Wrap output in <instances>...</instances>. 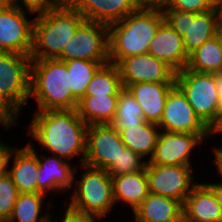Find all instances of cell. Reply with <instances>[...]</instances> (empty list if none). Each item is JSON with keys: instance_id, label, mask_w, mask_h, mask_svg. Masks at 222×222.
Masks as SVG:
<instances>
[{"instance_id": "obj_43", "label": "cell", "mask_w": 222, "mask_h": 222, "mask_svg": "<svg viewBox=\"0 0 222 222\" xmlns=\"http://www.w3.org/2000/svg\"><path fill=\"white\" fill-rule=\"evenodd\" d=\"M0 126L3 127L5 129V131H8V132H9V130L10 131L12 130L11 128H13V127H6L1 120H0Z\"/></svg>"}, {"instance_id": "obj_21", "label": "cell", "mask_w": 222, "mask_h": 222, "mask_svg": "<svg viewBox=\"0 0 222 222\" xmlns=\"http://www.w3.org/2000/svg\"><path fill=\"white\" fill-rule=\"evenodd\" d=\"M176 83H136L127 87L144 113V121L159 124L169 91Z\"/></svg>"}, {"instance_id": "obj_10", "label": "cell", "mask_w": 222, "mask_h": 222, "mask_svg": "<svg viewBox=\"0 0 222 222\" xmlns=\"http://www.w3.org/2000/svg\"><path fill=\"white\" fill-rule=\"evenodd\" d=\"M215 134L176 133L160 130L154 152L148 163L152 165H184L194 167L196 148L208 144ZM199 147V148H198ZM195 155V156H194ZM193 156V159H192Z\"/></svg>"}, {"instance_id": "obj_7", "label": "cell", "mask_w": 222, "mask_h": 222, "mask_svg": "<svg viewBox=\"0 0 222 222\" xmlns=\"http://www.w3.org/2000/svg\"><path fill=\"white\" fill-rule=\"evenodd\" d=\"M30 78L29 55L0 51V98L19 117L30 103Z\"/></svg>"}, {"instance_id": "obj_15", "label": "cell", "mask_w": 222, "mask_h": 222, "mask_svg": "<svg viewBox=\"0 0 222 222\" xmlns=\"http://www.w3.org/2000/svg\"><path fill=\"white\" fill-rule=\"evenodd\" d=\"M158 126L167 132L214 134L196 115L186 95L177 85L168 93Z\"/></svg>"}, {"instance_id": "obj_2", "label": "cell", "mask_w": 222, "mask_h": 222, "mask_svg": "<svg viewBox=\"0 0 222 222\" xmlns=\"http://www.w3.org/2000/svg\"><path fill=\"white\" fill-rule=\"evenodd\" d=\"M79 171L82 173L79 174ZM71 192L68 194H71L69 201H65L62 206L74 214L101 221L108 215L111 216L114 209H117L113 196L112 176L104 169L85 164H80L78 167L76 165Z\"/></svg>"}, {"instance_id": "obj_19", "label": "cell", "mask_w": 222, "mask_h": 222, "mask_svg": "<svg viewBox=\"0 0 222 222\" xmlns=\"http://www.w3.org/2000/svg\"><path fill=\"white\" fill-rule=\"evenodd\" d=\"M39 164L37 156L24 144L14 147L10 153L7 173L15 183L19 193H38Z\"/></svg>"}, {"instance_id": "obj_11", "label": "cell", "mask_w": 222, "mask_h": 222, "mask_svg": "<svg viewBox=\"0 0 222 222\" xmlns=\"http://www.w3.org/2000/svg\"><path fill=\"white\" fill-rule=\"evenodd\" d=\"M195 171L194 167L190 166L147 163L149 193L169 197L183 204L200 181L196 180Z\"/></svg>"}, {"instance_id": "obj_23", "label": "cell", "mask_w": 222, "mask_h": 222, "mask_svg": "<svg viewBox=\"0 0 222 222\" xmlns=\"http://www.w3.org/2000/svg\"><path fill=\"white\" fill-rule=\"evenodd\" d=\"M112 184L117 208L123 205L124 208L129 207L128 210L131 209L133 212L149 195L146 168L140 172L112 176Z\"/></svg>"}, {"instance_id": "obj_35", "label": "cell", "mask_w": 222, "mask_h": 222, "mask_svg": "<svg viewBox=\"0 0 222 222\" xmlns=\"http://www.w3.org/2000/svg\"><path fill=\"white\" fill-rule=\"evenodd\" d=\"M19 116L0 98V120L6 127H17L21 120Z\"/></svg>"}, {"instance_id": "obj_44", "label": "cell", "mask_w": 222, "mask_h": 222, "mask_svg": "<svg viewBox=\"0 0 222 222\" xmlns=\"http://www.w3.org/2000/svg\"><path fill=\"white\" fill-rule=\"evenodd\" d=\"M55 216H50L45 222H59L58 220H56L55 218H54ZM55 220V221H54Z\"/></svg>"}, {"instance_id": "obj_12", "label": "cell", "mask_w": 222, "mask_h": 222, "mask_svg": "<svg viewBox=\"0 0 222 222\" xmlns=\"http://www.w3.org/2000/svg\"><path fill=\"white\" fill-rule=\"evenodd\" d=\"M34 18V13L15 4L0 10V51L30 56Z\"/></svg>"}, {"instance_id": "obj_40", "label": "cell", "mask_w": 222, "mask_h": 222, "mask_svg": "<svg viewBox=\"0 0 222 222\" xmlns=\"http://www.w3.org/2000/svg\"><path fill=\"white\" fill-rule=\"evenodd\" d=\"M216 91L219 96V128L222 125V72L216 74Z\"/></svg>"}, {"instance_id": "obj_16", "label": "cell", "mask_w": 222, "mask_h": 222, "mask_svg": "<svg viewBox=\"0 0 222 222\" xmlns=\"http://www.w3.org/2000/svg\"><path fill=\"white\" fill-rule=\"evenodd\" d=\"M116 65L123 88L136 83H176V72L149 53L122 58Z\"/></svg>"}, {"instance_id": "obj_45", "label": "cell", "mask_w": 222, "mask_h": 222, "mask_svg": "<svg viewBox=\"0 0 222 222\" xmlns=\"http://www.w3.org/2000/svg\"><path fill=\"white\" fill-rule=\"evenodd\" d=\"M222 133V125H221V127L216 131V133H215V135H217V134H221ZM222 135V134H221ZM220 141V143L222 144V137L219 139Z\"/></svg>"}, {"instance_id": "obj_27", "label": "cell", "mask_w": 222, "mask_h": 222, "mask_svg": "<svg viewBox=\"0 0 222 222\" xmlns=\"http://www.w3.org/2000/svg\"><path fill=\"white\" fill-rule=\"evenodd\" d=\"M160 128L158 124L144 121L140 126L122 129L120 135L127 148L141 155L147 161L151 158Z\"/></svg>"}, {"instance_id": "obj_47", "label": "cell", "mask_w": 222, "mask_h": 222, "mask_svg": "<svg viewBox=\"0 0 222 222\" xmlns=\"http://www.w3.org/2000/svg\"><path fill=\"white\" fill-rule=\"evenodd\" d=\"M218 6L222 7V0H214Z\"/></svg>"}, {"instance_id": "obj_9", "label": "cell", "mask_w": 222, "mask_h": 222, "mask_svg": "<svg viewBox=\"0 0 222 222\" xmlns=\"http://www.w3.org/2000/svg\"><path fill=\"white\" fill-rule=\"evenodd\" d=\"M56 59L109 62L108 25L85 20Z\"/></svg>"}, {"instance_id": "obj_42", "label": "cell", "mask_w": 222, "mask_h": 222, "mask_svg": "<svg viewBox=\"0 0 222 222\" xmlns=\"http://www.w3.org/2000/svg\"><path fill=\"white\" fill-rule=\"evenodd\" d=\"M13 4V0H0V10H3Z\"/></svg>"}, {"instance_id": "obj_24", "label": "cell", "mask_w": 222, "mask_h": 222, "mask_svg": "<svg viewBox=\"0 0 222 222\" xmlns=\"http://www.w3.org/2000/svg\"><path fill=\"white\" fill-rule=\"evenodd\" d=\"M47 197L49 196L43 193H19L7 222H45L52 215L51 208L54 209L53 202L50 201L52 199H46Z\"/></svg>"}, {"instance_id": "obj_48", "label": "cell", "mask_w": 222, "mask_h": 222, "mask_svg": "<svg viewBox=\"0 0 222 222\" xmlns=\"http://www.w3.org/2000/svg\"><path fill=\"white\" fill-rule=\"evenodd\" d=\"M181 222H189V221H187V220H185V219L182 218Z\"/></svg>"}, {"instance_id": "obj_34", "label": "cell", "mask_w": 222, "mask_h": 222, "mask_svg": "<svg viewBox=\"0 0 222 222\" xmlns=\"http://www.w3.org/2000/svg\"><path fill=\"white\" fill-rule=\"evenodd\" d=\"M65 3L66 0H13V4L35 15L57 9Z\"/></svg>"}, {"instance_id": "obj_14", "label": "cell", "mask_w": 222, "mask_h": 222, "mask_svg": "<svg viewBox=\"0 0 222 222\" xmlns=\"http://www.w3.org/2000/svg\"><path fill=\"white\" fill-rule=\"evenodd\" d=\"M126 148L120 132L110 124L88 125L83 164L106 170Z\"/></svg>"}, {"instance_id": "obj_33", "label": "cell", "mask_w": 222, "mask_h": 222, "mask_svg": "<svg viewBox=\"0 0 222 222\" xmlns=\"http://www.w3.org/2000/svg\"><path fill=\"white\" fill-rule=\"evenodd\" d=\"M214 0H168L162 10H179L182 12L202 13L216 8Z\"/></svg>"}, {"instance_id": "obj_6", "label": "cell", "mask_w": 222, "mask_h": 222, "mask_svg": "<svg viewBox=\"0 0 222 222\" xmlns=\"http://www.w3.org/2000/svg\"><path fill=\"white\" fill-rule=\"evenodd\" d=\"M176 85L186 95L200 120L215 134L219 129V96L216 74L183 69L175 74Z\"/></svg>"}, {"instance_id": "obj_13", "label": "cell", "mask_w": 222, "mask_h": 222, "mask_svg": "<svg viewBox=\"0 0 222 222\" xmlns=\"http://www.w3.org/2000/svg\"><path fill=\"white\" fill-rule=\"evenodd\" d=\"M26 143L25 145L37 156L39 164L37 176L38 193L45 195L50 193L48 196L52 195L50 199H53V201L55 197L58 198L56 195L59 193H64V195L70 193L73 189L76 162L72 163L56 155H49V153L43 154L42 151L37 150L38 146H34L29 141Z\"/></svg>"}, {"instance_id": "obj_37", "label": "cell", "mask_w": 222, "mask_h": 222, "mask_svg": "<svg viewBox=\"0 0 222 222\" xmlns=\"http://www.w3.org/2000/svg\"><path fill=\"white\" fill-rule=\"evenodd\" d=\"M60 217L59 222H100V220L92 217L74 214L67 209L64 210L63 215Z\"/></svg>"}, {"instance_id": "obj_32", "label": "cell", "mask_w": 222, "mask_h": 222, "mask_svg": "<svg viewBox=\"0 0 222 222\" xmlns=\"http://www.w3.org/2000/svg\"><path fill=\"white\" fill-rule=\"evenodd\" d=\"M18 195L19 191L10 175L6 172L0 176V222L8 221Z\"/></svg>"}, {"instance_id": "obj_26", "label": "cell", "mask_w": 222, "mask_h": 222, "mask_svg": "<svg viewBox=\"0 0 222 222\" xmlns=\"http://www.w3.org/2000/svg\"><path fill=\"white\" fill-rule=\"evenodd\" d=\"M186 69L213 74L222 72L220 31L189 54Z\"/></svg>"}, {"instance_id": "obj_22", "label": "cell", "mask_w": 222, "mask_h": 222, "mask_svg": "<svg viewBox=\"0 0 222 222\" xmlns=\"http://www.w3.org/2000/svg\"><path fill=\"white\" fill-rule=\"evenodd\" d=\"M130 213L132 214L130 215L131 221L181 222L183 218L180 201L152 193H149L142 203Z\"/></svg>"}, {"instance_id": "obj_1", "label": "cell", "mask_w": 222, "mask_h": 222, "mask_svg": "<svg viewBox=\"0 0 222 222\" xmlns=\"http://www.w3.org/2000/svg\"><path fill=\"white\" fill-rule=\"evenodd\" d=\"M28 122L26 136L38 145L40 151L71 161L79 158L83 164L86 156L88 125L76 109L34 111Z\"/></svg>"}, {"instance_id": "obj_17", "label": "cell", "mask_w": 222, "mask_h": 222, "mask_svg": "<svg viewBox=\"0 0 222 222\" xmlns=\"http://www.w3.org/2000/svg\"><path fill=\"white\" fill-rule=\"evenodd\" d=\"M85 20L111 25L141 7L138 0H66Z\"/></svg>"}, {"instance_id": "obj_31", "label": "cell", "mask_w": 222, "mask_h": 222, "mask_svg": "<svg viewBox=\"0 0 222 222\" xmlns=\"http://www.w3.org/2000/svg\"><path fill=\"white\" fill-rule=\"evenodd\" d=\"M148 161L136 152L126 148L120 156L113 162L106 171L111 176H119L127 173L143 171Z\"/></svg>"}, {"instance_id": "obj_36", "label": "cell", "mask_w": 222, "mask_h": 222, "mask_svg": "<svg viewBox=\"0 0 222 222\" xmlns=\"http://www.w3.org/2000/svg\"><path fill=\"white\" fill-rule=\"evenodd\" d=\"M13 148L14 146L0 137V176L7 172L8 159Z\"/></svg>"}, {"instance_id": "obj_4", "label": "cell", "mask_w": 222, "mask_h": 222, "mask_svg": "<svg viewBox=\"0 0 222 222\" xmlns=\"http://www.w3.org/2000/svg\"><path fill=\"white\" fill-rule=\"evenodd\" d=\"M37 104L34 111L72 110L78 101L70 90V74L65 61L59 59L31 60L29 101Z\"/></svg>"}, {"instance_id": "obj_5", "label": "cell", "mask_w": 222, "mask_h": 222, "mask_svg": "<svg viewBox=\"0 0 222 222\" xmlns=\"http://www.w3.org/2000/svg\"><path fill=\"white\" fill-rule=\"evenodd\" d=\"M85 21L78 11L67 3L35 15L31 60L56 59Z\"/></svg>"}, {"instance_id": "obj_3", "label": "cell", "mask_w": 222, "mask_h": 222, "mask_svg": "<svg viewBox=\"0 0 222 222\" xmlns=\"http://www.w3.org/2000/svg\"><path fill=\"white\" fill-rule=\"evenodd\" d=\"M164 13L157 7H140L109 28V62L146 54Z\"/></svg>"}, {"instance_id": "obj_8", "label": "cell", "mask_w": 222, "mask_h": 222, "mask_svg": "<svg viewBox=\"0 0 222 222\" xmlns=\"http://www.w3.org/2000/svg\"><path fill=\"white\" fill-rule=\"evenodd\" d=\"M162 11L164 20L183 37L184 49L188 55L217 35L222 22L221 6L202 13Z\"/></svg>"}, {"instance_id": "obj_29", "label": "cell", "mask_w": 222, "mask_h": 222, "mask_svg": "<svg viewBox=\"0 0 222 222\" xmlns=\"http://www.w3.org/2000/svg\"><path fill=\"white\" fill-rule=\"evenodd\" d=\"M123 89L122 80L116 64L102 65L89 83L85 96H119Z\"/></svg>"}, {"instance_id": "obj_20", "label": "cell", "mask_w": 222, "mask_h": 222, "mask_svg": "<svg viewBox=\"0 0 222 222\" xmlns=\"http://www.w3.org/2000/svg\"><path fill=\"white\" fill-rule=\"evenodd\" d=\"M183 219L189 222H222V210L212 190L199 182L182 204Z\"/></svg>"}, {"instance_id": "obj_46", "label": "cell", "mask_w": 222, "mask_h": 222, "mask_svg": "<svg viewBox=\"0 0 222 222\" xmlns=\"http://www.w3.org/2000/svg\"><path fill=\"white\" fill-rule=\"evenodd\" d=\"M219 31H220V39H221V44H222V22H221Z\"/></svg>"}, {"instance_id": "obj_39", "label": "cell", "mask_w": 222, "mask_h": 222, "mask_svg": "<svg viewBox=\"0 0 222 222\" xmlns=\"http://www.w3.org/2000/svg\"><path fill=\"white\" fill-rule=\"evenodd\" d=\"M218 181H216V182H215V180L213 182H211V181L205 182L204 181V183L212 190V192L214 193V195L217 199V202L219 203L221 210H222V182H220V180H218Z\"/></svg>"}, {"instance_id": "obj_28", "label": "cell", "mask_w": 222, "mask_h": 222, "mask_svg": "<svg viewBox=\"0 0 222 222\" xmlns=\"http://www.w3.org/2000/svg\"><path fill=\"white\" fill-rule=\"evenodd\" d=\"M144 122V113L135 97L127 88H123L118 96L116 115L109 123L117 131L140 126Z\"/></svg>"}, {"instance_id": "obj_30", "label": "cell", "mask_w": 222, "mask_h": 222, "mask_svg": "<svg viewBox=\"0 0 222 222\" xmlns=\"http://www.w3.org/2000/svg\"><path fill=\"white\" fill-rule=\"evenodd\" d=\"M65 63L70 74V90L72 96L79 102L85 96L87 87L94 74L102 65L109 62L72 59L65 61Z\"/></svg>"}, {"instance_id": "obj_18", "label": "cell", "mask_w": 222, "mask_h": 222, "mask_svg": "<svg viewBox=\"0 0 222 222\" xmlns=\"http://www.w3.org/2000/svg\"><path fill=\"white\" fill-rule=\"evenodd\" d=\"M147 53L164 61L175 72L185 69L189 59L183 37L165 20L158 27Z\"/></svg>"}, {"instance_id": "obj_38", "label": "cell", "mask_w": 222, "mask_h": 222, "mask_svg": "<svg viewBox=\"0 0 222 222\" xmlns=\"http://www.w3.org/2000/svg\"><path fill=\"white\" fill-rule=\"evenodd\" d=\"M218 146L215 144V147L213 146L211 150L214 155H212V157H214L212 160L214 161L212 162V166H214V170L217 169V172H215V174L217 173L216 177L218 176V178L221 180L220 182H222V144L220 143Z\"/></svg>"}, {"instance_id": "obj_25", "label": "cell", "mask_w": 222, "mask_h": 222, "mask_svg": "<svg viewBox=\"0 0 222 222\" xmlns=\"http://www.w3.org/2000/svg\"><path fill=\"white\" fill-rule=\"evenodd\" d=\"M118 96H84L77 105L79 117L87 124H109L116 115Z\"/></svg>"}, {"instance_id": "obj_41", "label": "cell", "mask_w": 222, "mask_h": 222, "mask_svg": "<svg viewBox=\"0 0 222 222\" xmlns=\"http://www.w3.org/2000/svg\"><path fill=\"white\" fill-rule=\"evenodd\" d=\"M141 7H157L162 8L166 5L168 0H138Z\"/></svg>"}]
</instances>
